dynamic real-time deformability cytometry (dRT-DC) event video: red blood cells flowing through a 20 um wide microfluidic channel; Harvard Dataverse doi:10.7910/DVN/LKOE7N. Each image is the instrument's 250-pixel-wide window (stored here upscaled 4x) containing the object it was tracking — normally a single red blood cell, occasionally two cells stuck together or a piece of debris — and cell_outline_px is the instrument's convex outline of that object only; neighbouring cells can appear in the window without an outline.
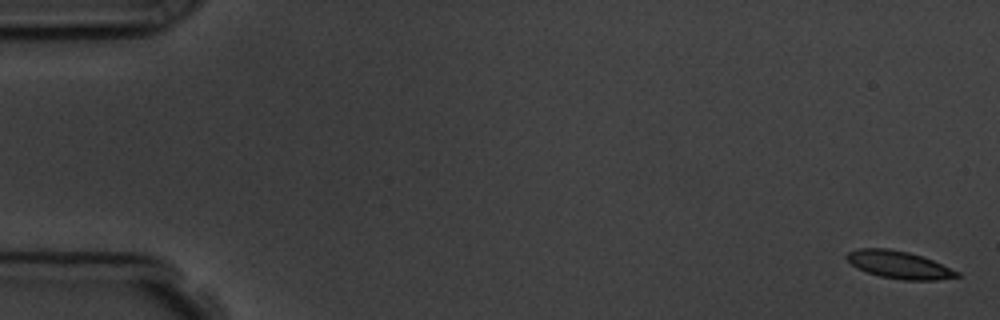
{"species": "common noctule bat (a hibernating species)", "species_latin": "Nyctalus noctula", "temperature_condition": "room temperature", "stored_images_in_passage": 6, "camera_frame_rate_fps": 3000, "um_per_image_px": 0.085, "animal": {"sex": "male", "body_mass_g": 19.5, "forearm_length_mm": 54.6}, "frame": {"image": 1, "passage_image": 1, "time_ms": 0.0, "image_size_px": [1000, 320], "cell_outline_px": [[960, 276], [936, 280], [904, 280], [880, 276], [868, 272], [852, 264], [844, 256], [848, 252], [860, 248], [888, 248], [908, 252], [932, 260], [960, 272]], "centroid_in_image_um": [76.42, 22.5], "position_along_channel_um": 8.6, "area_um2": 17.4}}
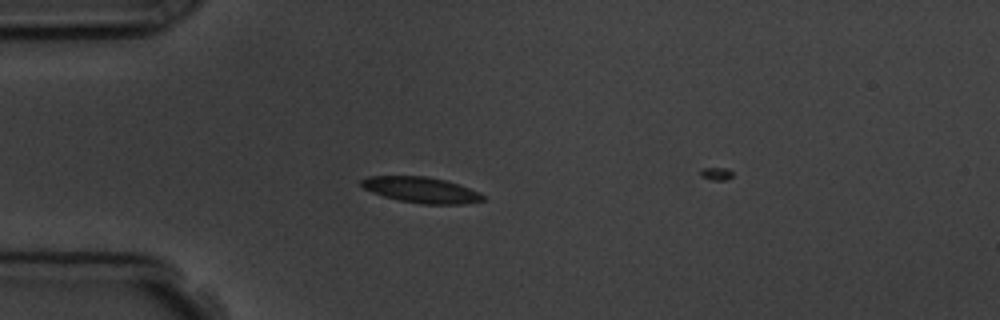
{"frame": {"image": 2, "passage_image": 5, "time_ms": 4.667, "image_size_px": [1000, 320], "cell_outline_px": [[484, 200], [464, 204], [420, 204], [400, 200], [384, 196], [372, 192], [364, 188], [360, 184], [360, 180], [368, 176], [424, 176], [444, 180], [460, 184], [480, 192], [484, 196]], "centroid_in_image_um": [35.81, 16.14], "position_along_channel_um": 49.2, "area_um2": 18.26}}